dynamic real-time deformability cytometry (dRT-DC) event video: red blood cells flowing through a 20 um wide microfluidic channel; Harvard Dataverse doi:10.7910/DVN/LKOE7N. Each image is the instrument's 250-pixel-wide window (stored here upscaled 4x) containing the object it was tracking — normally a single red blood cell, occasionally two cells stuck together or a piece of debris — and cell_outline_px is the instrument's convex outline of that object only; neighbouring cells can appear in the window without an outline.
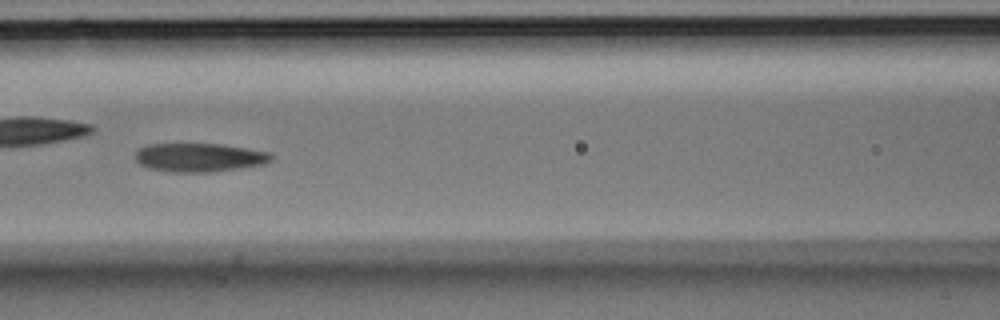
{"species": "Egyptian fruit bat (a non-hibernating species)", "species_latin": "Rousettus aegyptiacus", "temperature_condition": "room temperature", "stored_images_in_passage": 34, "camera_frame_rate_fps": 3000, "um_per_image_px": 0.085, "animal": {"sex": "male"}, "frame": {"image": 1, "passage_image": 10, "time_ms": 3.0, "image_size_px": [1000, 320], "cell_outline_px": [[272, 160], [264, 164], [240, 168], [212, 172], [168, 172], [148, 168], [140, 164], [136, 160], [136, 152], [140, 148], [148, 144], [224, 144], [268, 152], [272, 156]], "centroid_in_image_um": [16.94, 13.39], "position_along_channel_um": 149.7, "area_um2": 22.72}}